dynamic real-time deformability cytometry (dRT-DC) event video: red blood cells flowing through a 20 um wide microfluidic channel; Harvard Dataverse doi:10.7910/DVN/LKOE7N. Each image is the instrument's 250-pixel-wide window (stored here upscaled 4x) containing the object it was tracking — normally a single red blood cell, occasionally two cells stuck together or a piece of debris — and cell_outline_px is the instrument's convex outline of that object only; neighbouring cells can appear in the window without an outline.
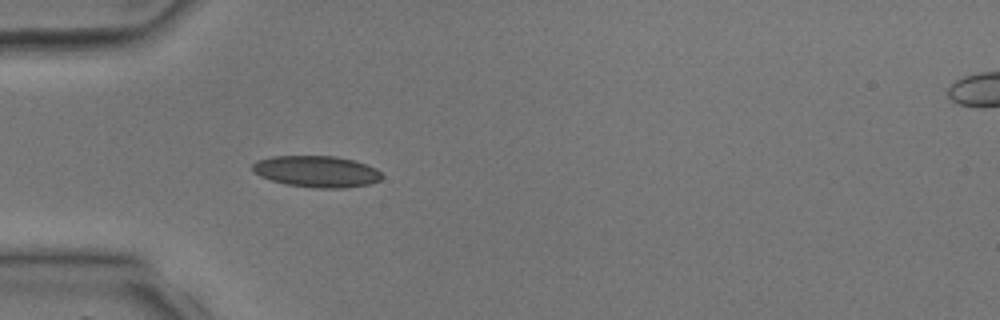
{"species": "common noctule bat (a hibernating species)", "species_latin": "Nyctalus noctula", "temperature_condition": "room temperature", "stored_images_in_passage": 2, "camera_frame_rate_fps": 3000, "um_per_image_px": 0.085, "animal": {"sex": "male", "body_mass_g": 17.9, "forearm_length_mm": 54.2}, "frame": {"image": 1, "passage_image": 1, "time_ms": 0.0, "image_size_px": [1000, 320], "cell_outline_px": [[384, 176], [380, 180], [368, 184], [344, 188], [312, 188], [288, 184], [272, 180], [260, 176], [252, 172], [252, 164], [256, 160], [272, 156], [336, 156], [356, 160], [376, 168]], "centroid_in_image_um": [26.92, 14.57], "position_along_channel_um": 58.1, "area_um2": 23.87}}